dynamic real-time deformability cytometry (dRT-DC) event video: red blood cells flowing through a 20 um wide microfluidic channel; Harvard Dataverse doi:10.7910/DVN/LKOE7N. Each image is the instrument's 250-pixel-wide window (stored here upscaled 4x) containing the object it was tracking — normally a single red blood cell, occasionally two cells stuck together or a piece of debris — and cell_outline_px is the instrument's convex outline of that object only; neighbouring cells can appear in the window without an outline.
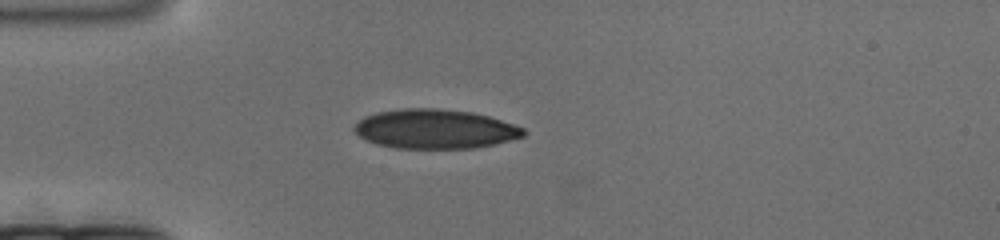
{"species": "human", "species_latin": "Homo sapiens", "temperature_condition": "cold", "stored_images_in_passage": 125, "camera_frame_rate_fps": 3000, "um_per_image_px": 0.085, "donor": {"sex": "female"}, "frame": {"image": 1, "passage_image": 1, "time_ms": 0.0, "image_size_px": [1000, 240], "cell_outline_px": [[528, 132], [524, 136], [476, 148], [396, 148], [376, 144], [360, 136], [352, 128], [364, 116], [376, 112], [404, 108], [436, 108], [472, 112], [488, 116], [524, 128]], "centroid_in_image_um": [36.96, 10.96], "position_along_channel_um": 48.0, "area_um2": 38.61}}
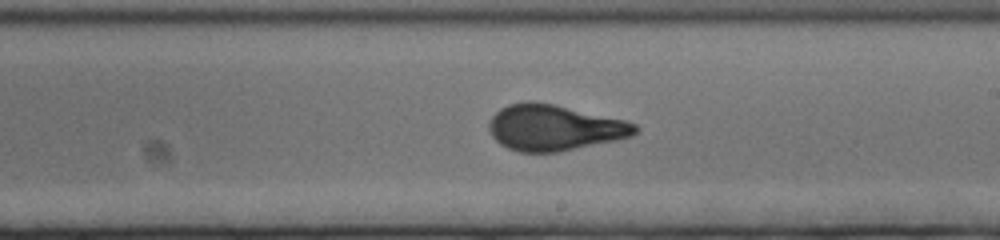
{"frame": {"image": 2, "passage_image": 54, "time_ms": 17.667, "image_size_px": [1000, 240], "cell_outline_px": [[640, 128], [632, 136], [560, 152], [520, 152], [508, 148], [500, 144], [492, 136], [488, 128], [488, 124], [492, 116], [500, 108], [508, 104], [528, 100], [532, 100], [552, 104], [624, 120], [636, 124]], "centroid_in_image_um": [47.07, 10.85], "position_along_channel_um": 241.9, "area_um2": 38.9}}
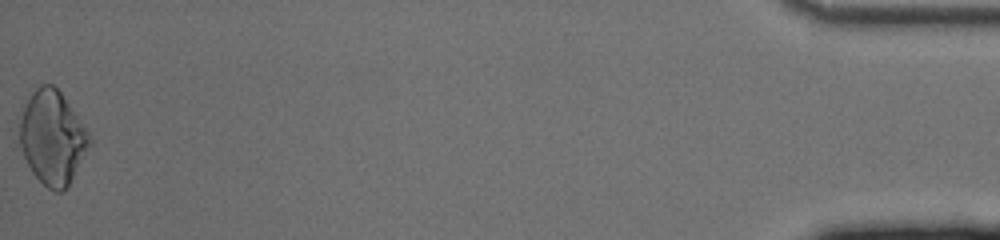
{"frame": {"image": 3, "passage_image": 125, "time_ms": 41.333, "image_size_px": [1000, 240], "cell_outline_px": [[92, 144], [68, 188], [60, 192], [56, 192], [48, 188], [32, 172], [20, 148], [20, 104], [40, 84], [52, 84], [60, 92], [88, 132], [92, 140]], "centroid_in_image_um": [4.44, 11.69], "position_along_channel_um": 430.8, "area_um2": 38.44}}